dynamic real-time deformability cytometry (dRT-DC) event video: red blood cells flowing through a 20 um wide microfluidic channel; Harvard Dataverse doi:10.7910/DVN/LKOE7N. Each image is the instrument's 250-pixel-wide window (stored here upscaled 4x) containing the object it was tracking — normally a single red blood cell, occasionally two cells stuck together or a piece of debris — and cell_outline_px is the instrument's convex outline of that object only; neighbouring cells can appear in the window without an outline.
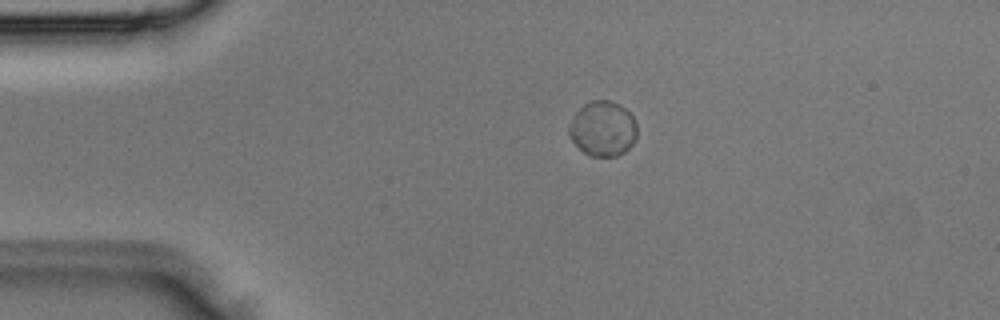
{"species": "Egyptian fruit bat (a non-hibernating species)", "species_latin": "Rousettus aegyptiacus", "temperature_condition": "room temperature", "stored_images_in_passage": 3, "camera_frame_rate_fps": 3000, "um_per_image_px": 0.085, "animal": {"sex": "male"}, "frame": {"image": 1, "passage_image": 1, "time_ms": 0.0, "image_size_px": [1000, 320], "cell_outline_px": [[636, 140], [624, 152], [616, 156], [588, 156], [568, 136], [568, 124], [572, 116], [584, 104], [592, 100], [608, 100], [620, 104], [632, 116], [636, 124]], "centroid_in_image_um": [51.21, 10.93], "position_along_channel_um": 33.8, "area_um2": 21.91}}
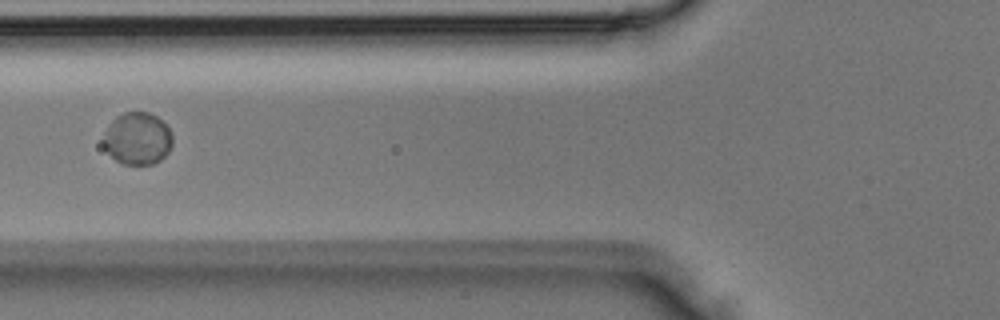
{"frame": {"image": 2, "passage_image": 3, "time_ms": 0.667, "image_size_px": [1000, 320], "cell_outline_px": [[172, 144], [168, 152], [160, 160], [152, 164], [124, 164], [116, 160], [104, 148], [104, 136], [112, 120], [116, 116], [124, 112], [148, 112], [156, 116], [168, 128], [172, 136]], "centroid_in_image_um": [11.69, 11.77], "position_along_channel_um": 114.1, "area_um2": 20.75}}